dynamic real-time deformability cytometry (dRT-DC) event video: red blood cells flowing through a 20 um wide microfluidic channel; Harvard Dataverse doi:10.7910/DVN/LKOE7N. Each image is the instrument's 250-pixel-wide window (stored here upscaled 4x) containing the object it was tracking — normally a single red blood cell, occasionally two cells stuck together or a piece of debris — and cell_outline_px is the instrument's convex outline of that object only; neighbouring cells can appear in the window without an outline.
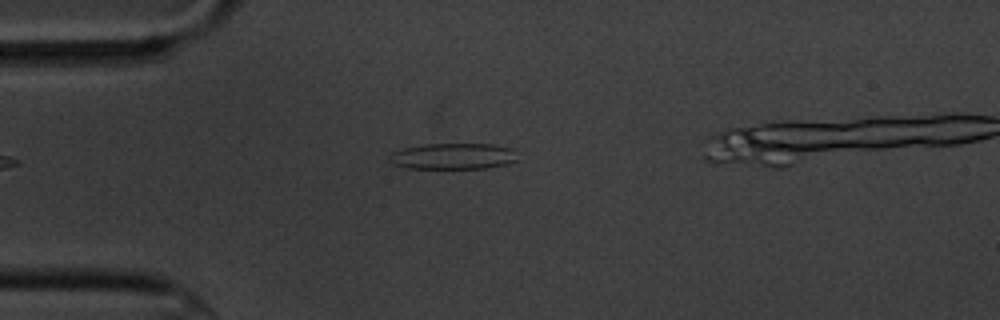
{"species": "common noctule bat (a hibernating species)", "species_latin": "Nyctalus noctula", "temperature_condition": "cold", "stored_images_in_passage": 2, "camera_frame_rate_fps": 3000, "um_per_image_px": 0.085, "animal": {"sex": "male", "body_mass_g": 20.1, "forearm_length_mm": 53.5}, "frame": {"image": 1, "passage_image": 2, "time_ms": 1.0, "image_size_px": [1000, 320], "cell_outline_px": [[516, 160], [508, 164], [484, 168], [408, 168], [392, 164], [388, 160], [392, 152], [404, 148], [424, 144], [492, 144], [512, 148]], "centroid_in_image_um": [38.48, 13.28], "position_along_channel_um": 46.5, "area_um2": 19.36}}